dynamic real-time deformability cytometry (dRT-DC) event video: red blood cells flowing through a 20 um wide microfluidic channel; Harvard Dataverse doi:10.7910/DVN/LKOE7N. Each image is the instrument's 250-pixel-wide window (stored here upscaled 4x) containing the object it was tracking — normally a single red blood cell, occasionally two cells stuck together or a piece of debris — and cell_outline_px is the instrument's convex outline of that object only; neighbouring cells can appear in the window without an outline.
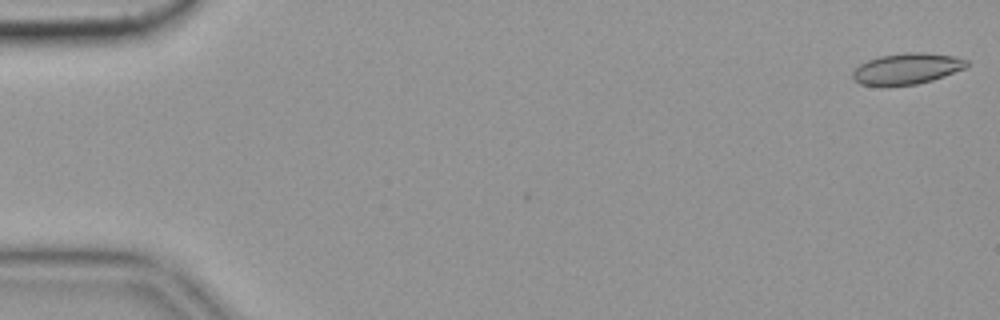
{"species": "common noctule bat (a hibernating species)", "species_latin": "Nyctalus noctula", "temperature_condition": "cold", "stored_images_in_passage": 56, "camera_frame_rate_fps": 3000, "um_per_image_px": 0.085, "animal": {"sex": "female", "body_mass_g": 19.9}, "frame": {"image": 1, "passage_image": 1, "time_ms": 0.0, "image_size_px": [1000, 320], "cell_outline_px": [[968, 64], [964, 68], [944, 76], [932, 80], [916, 84], [884, 88], [860, 84], [852, 76], [852, 72], [860, 64], [868, 60], [880, 56], [904, 52], [924, 52], [956, 56], [968, 60]], "centroid_in_image_um": [77.06, 5.86], "position_along_channel_um": 7.9, "area_um2": 21.04}, "authors_computed_cell_mechanics": {"area_um2": 20.808, "velocity_mm_per_s": 3.5481, "shape_relaxation_time_tau1_ms": null, "shape_relaxation_time_tau2_ms": 4.6462, "deformation_change_tau1": null, "deformation_change_tau2": 0.1021}}